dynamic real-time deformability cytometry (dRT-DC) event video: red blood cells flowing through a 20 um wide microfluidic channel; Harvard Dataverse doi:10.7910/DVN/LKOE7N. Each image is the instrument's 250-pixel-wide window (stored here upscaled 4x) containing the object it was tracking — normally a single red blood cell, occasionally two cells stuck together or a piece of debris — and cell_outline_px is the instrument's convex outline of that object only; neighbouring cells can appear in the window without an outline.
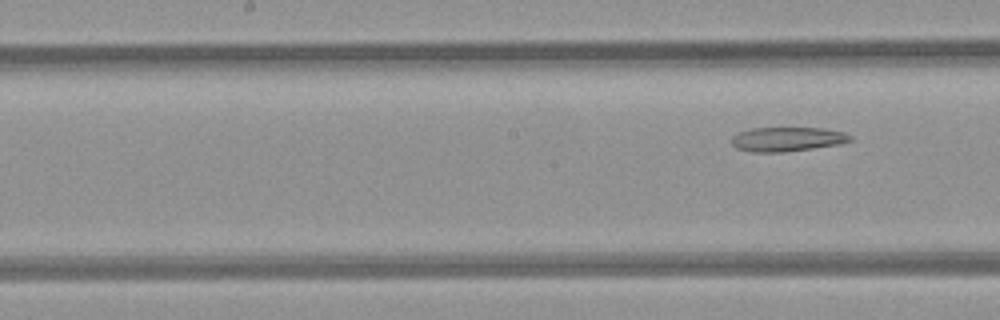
{"species": "common noctule bat (a hibernating species)", "species_latin": "Nyctalus noctula", "temperature_condition": "room temperature", "stored_images_in_passage": 5, "segment_of_instrument_passage": [2, 2], "camera_frame_rate_fps": 3000, "um_per_image_px": 0.085, "animal": {"sex": "female", "body_mass_g": 21.9}, "frame": {"image": 1, "passage_image": 5, "time_ms": 4.667, "image_size_px": [1000, 320], "cell_outline_px": [[852, 140], [836, 144], [812, 148], [784, 152], [752, 152], [736, 148], [732, 144], [732, 136], [736, 132], [752, 128], [824, 128], [844, 132], [852, 136]], "centroid_in_image_um": [66.87, 11.82], "position_along_channel_um": 181.3, "area_um2": 16.76}}